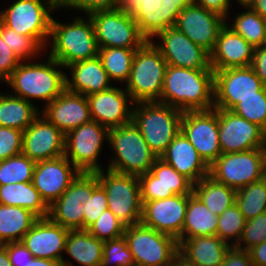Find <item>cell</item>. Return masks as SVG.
<instances>
[{
	"instance_id": "6da1fadb",
	"label": "cell",
	"mask_w": 266,
	"mask_h": 266,
	"mask_svg": "<svg viewBox=\"0 0 266 266\" xmlns=\"http://www.w3.org/2000/svg\"><path fill=\"white\" fill-rule=\"evenodd\" d=\"M155 9L154 0H137L119 9L91 13L99 48L141 47L149 39V22Z\"/></svg>"
},
{
	"instance_id": "7a4b0ae2",
	"label": "cell",
	"mask_w": 266,
	"mask_h": 266,
	"mask_svg": "<svg viewBox=\"0 0 266 266\" xmlns=\"http://www.w3.org/2000/svg\"><path fill=\"white\" fill-rule=\"evenodd\" d=\"M160 103L183 112L214 109V70L168 65Z\"/></svg>"
},
{
	"instance_id": "3957f363",
	"label": "cell",
	"mask_w": 266,
	"mask_h": 266,
	"mask_svg": "<svg viewBox=\"0 0 266 266\" xmlns=\"http://www.w3.org/2000/svg\"><path fill=\"white\" fill-rule=\"evenodd\" d=\"M156 10L176 29L209 54L227 19L190 0H154Z\"/></svg>"
},
{
	"instance_id": "277c9868",
	"label": "cell",
	"mask_w": 266,
	"mask_h": 266,
	"mask_svg": "<svg viewBox=\"0 0 266 266\" xmlns=\"http://www.w3.org/2000/svg\"><path fill=\"white\" fill-rule=\"evenodd\" d=\"M47 58L45 62H20L5 80L11 86L12 95L28 102L44 100L46 106L66 89V73L60 69L65 67L50 56Z\"/></svg>"
},
{
	"instance_id": "5b68a950",
	"label": "cell",
	"mask_w": 266,
	"mask_h": 266,
	"mask_svg": "<svg viewBox=\"0 0 266 266\" xmlns=\"http://www.w3.org/2000/svg\"><path fill=\"white\" fill-rule=\"evenodd\" d=\"M160 38L153 44L168 65L197 70H213L210 54L171 25L156 9L149 22V39Z\"/></svg>"
},
{
	"instance_id": "8992f818",
	"label": "cell",
	"mask_w": 266,
	"mask_h": 266,
	"mask_svg": "<svg viewBox=\"0 0 266 266\" xmlns=\"http://www.w3.org/2000/svg\"><path fill=\"white\" fill-rule=\"evenodd\" d=\"M83 18L75 17L70 24H63L52 18L49 36L52 45L48 56L63 67L98 56L99 46L93 23L89 15L86 20Z\"/></svg>"
},
{
	"instance_id": "52a82bcc",
	"label": "cell",
	"mask_w": 266,
	"mask_h": 266,
	"mask_svg": "<svg viewBox=\"0 0 266 266\" xmlns=\"http://www.w3.org/2000/svg\"><path fill=\"white\" fill-rule=\"evenodd\" d=\"M108 142L115 155L107 165L108 170L140 176L149 172L158 159L133 121L109 129Z\"/></svg>"
},
{
	"instance_id": "ba28073f",
	"label": "cell",
	"mask_w": 266,
	"mask_h": 266,
	"mask_svg": "<svg viewBox=\"0 0 266 266\" xmlns=\"http://www.w3.org/2000/svg\"><path fill=\"white\" fill-rule=\"evenodd\" d=\"M183 111L160 102H140L133 107L132 121L158 158L181 131Z\"/></svg>"
},
{
	"instance_id": "9c48e42d",
	"label": "cell",
	"mask_w": 266,
	"mask_h": 266,
	"mask_svg": "<svg viewBox=\"0 0 266 266\" xmlns=\"http://www.w3.org/2000/svg\"><path fill=\"white\" fill-rule=\"evenodd\" d=\"M167 62L159 49L148 39L133 59L125 90L134 103L160 102Z\"/></svg>"
},
{
	"instance_id": "30bf717a",
	"label": "cell",
	"mask_w": 266,
	"mask_h": 266,
	"mask_svg": "<svg viewBox=\"0 0 266 266\" xmlns=\"http://www.w3.org/2000/svg\"><path fill=\"white\" fill-rule=\"evenodd\" d=\"M61 8V0H16L0 12V21L18 34L31 36L45 51L50 46L52 12Z\"/></svg>"
},
{
	"instance_id": "8fae6325",
	"label": "cell",
	"mask_w": 266,
	"mask_h": 266,
	"mask_svg": "<svg viewBox=\"0 0 266 266\" xmlns=\"http://www.w3.org/2000/svg\"><path fill=\"white\" fill-rule=\"evenodd\" d=\"M94 172L105 189L108 209L125 225L141 222L142 201L138 176L106 169Z\"/></svg>"
},
{
	"instance_id": "7c38bea8",
	"label": "cell",
	"mask_w": 266,
	"mask_h": 266,
	"mask_svg": "<svg viewBox=\"0 0 266 266\" xmlns=\"http://www.w3.org/2000/svg\"><path fill=\"white\" fill-rule=\"evenodd\" d=\"M135 266H171L179 250L178 241L167 234L143 225L126 226L123 234Z\"/></svg>"
},
{
	"instance_id": "4fadbf2b",
	"label": "cell",
	"mask_w": 266,
	"mask_h": 266,
	"mask_svg": "<svg viewBox=\"0 0 266 266\" xmlns=\"http://www.w3.org/2000/svg\"><path fill=\"white\" fill-rule=\"evenodd\" d=\"M109 140V129L96 121L82 124L65 135L64 156L80 171L94 173L102 170L98 164L104 141Z\"/></svg>"
},
{
	"instance_id": "5bb4252c",
	"label": "cell",
	"mask_w": 266,
	"mask_h": 266,
	"mask_svg": "<svg viewBox=\"0 0 266 266\" xmlns=\"http://www.w3.org/2000/svg\"><path fill=\"white\" fill-rule=\"evenodd\" d=\"M99 185L95 173L81 172L68 189L49 206L48 217L69 230H83L84 213H87L88 199Z\"/></svg>"
},
{
	"instance_id": "9a60e30c",
	"label": "cell",
	"mask_w": 266,
	"mask_h": 266,
	"mask_svg": "<svg viewBox=\"0 0 266 266\" xmlns=\"http://www.w3.org/2000/svg\"><path fill=\"white\" fill-rule=\"evenodd\" d=\"M216 181L239 190L263 178L262 148L221 154L210 166Z\"/></svg>"
},
{
	"instance_id": "2e32d148",
	"label": "cell",
	"mask_w": 266,
	"mask_h": 266,
	"mask_svg": "<svg viewBox=\"0 0 266 266\" xmlns=\"http://www.w3.org/2000/svg\"><path fill=\"white\" fill-rule=\"evenodd\" d=\"M264 88L251 66L214 71V108L232 110L242 99L256 97Z\"/></svg>"
},
{
	"instance_id": "e0dca14e",
	"label": "cell",
	"mask_w": 266,
	"mask_h": 266,
	"mask_svg": "<svg viewBox=\"0 0 266 266\" xmlns=\"http://www.w3.org/2000/svg\"><path fill=\"white\" fill-rule=\"evenodd\" d=\"M181 131L210 166L221 154L218 109L184 111Z\"/></svg>"
},
{
	"instance_id": "ac0fdd59",
	"label": "cell",
	"mask_w": 266,
	"mask_h": 266,
	"mask_svg": "<svg viewBox=\"0 0 266 266\" xmlns=\"http://www.w3.org/2000/svg\"><path fill=\"white\" fill-rule=\"evenodd\" d=\"M219 142L222 154L262 148L266 131L231 110L218 109Z\"/></svg>"
},
{
	"instance_id": "d6986e66",
	"label": "cell",
	"mask_w": 266,
	"mask_h": 266,
	"mask_svg": "<svg viewBox=\"0 0 266 266\" xmlns=\"http://www.w3.org/2000/svg\"><path fill=\"white\" fill-rule=\"evenodd\" d=\"M22 153L35 162L64 156L65 134L40 114L23 131Z\"/></svg>"
},
{
	"instance_id": "ffe728a7",
	"label": "cell",
	"mask_w": 266,
	"mask_h": 266,
	"mask_svg": "<svg viewBox=\"0 0 266 266\" xmlns=\"http://www.w3.org/2000/svg\"><path fill=\"white\" fill-rule=\"evenodd\" d=\"M191 194L148 201L143 204L141 223L158 232L182 240L188 198Z\"/></svg>"
},
{
	"instance_id": "44dd1931",
	"label": "cell",
	"mask_w": 266,
	"mask_h": 266,
	"mask_svg": "<svg viewBox=\"0 0 266 266\" xmlns=\"http://www.w3.org/2000/svg\"><path fill=\"white\" fill-rule=\"evenodd\" d=\"M138 179L142 205L148 201L193 193V184L160 158L149 172L138 176Z\"/></svg>"
},
{
	"instance_id": "7402d4cb",
	"label": "cell",
	"mask_w": 266,
	"mask_h": 266,
	"mask_svg": "<svg viewBox=\"0 0 266 266\" xmlns=\"http://www.w3.org/2000/svg\"><path fill=\"white\" fill-rule=\"evenodd\" d=\"M81 172L65 157L36 162L32 183L45 203L53 204Z\"/></svg>"
},
{
	"instance_id": "603a6c76",
	"label": "cell",
	"mask_w": 266,
	"mask_h": 266,
	"mask_svg": "<svg viewBox=\"0 0 266 266\" xmlns=\"http://www.w3.org/2000/svg\"><path fill=\"white\" fill-rule=\"evenodd\" d=\"M86 97L89 102L92 121H96L108 129L132 121L135 103L125 89L114 86Z\"/></svg>"
},
{
	"instance_id": "cb8c5ba5",
	"label": "cell",
	"mask_w": 266,
	"mask_h": 266,
	"mask_svg": "<svg viewBox=\"0 0 266 266\" xmlns=\"http://www.w3.org/2000/svg\"><path fill=\"white\" fill-rule=\"evenodd\" d=\"M68 232L49 217L38 218L21 241L34 257L62 263Z\"/></svg>"
},
{
	"instance_id": "d4e9b609",
	"label": "cell",
	"mask_w": 266,
	"mask_h": 266,
	"mask_svg": "<svg viewBox=\"0 0 266 266\" xmlns=\"http://www.w3.org/2000/svg\"><path fill=\"white\" fill-rule=\"evenodd\" d=\"M43 108L41 114L65 135L92 121L87 97L67 89Z\"/></svg>"
},
{
	"instance_id": "484cf974",
	"label": "cell",
	"mask_w": 266,
	"mask_h": 266,
	"mask_svg": "<svg viewBox=\"0 0 266 266\" xmlns=\"http://www.w3.org/2000/svg\"><path fill=\"white\" fill-rule=\"evenodd\" d=\"M254 51L255 47L252 44L225 24L210 53V66L214 71L251 66Z\"/></svg>"
},
{
	"instance_id": "4316f807",
	"label": "cell",
	"mask_w": 266,
	"mask_h": 266,
	"mask_svg": "<svg viewBox=\"0 0 266 266\" xmlns=\"http://www.w3.org/2000/svg\"><path fill=\"white\" fill-rule=\"evenodd\" d=\"M160 159L186 177L193 185L209 175V166L182 131L175 136Z\"/></svg>"
},
{
	"instance_id": "83f0119b",
	"label": "cell",
	"mask_w": 266,
	"mask_h": 266,
	"mask_svg": "<svg viewBox=\"0 0 266 266\" xmlns=\"http://www.w3.org/2000/svg\"><path fill=\"white\" fill-rule=\"evenodd\" d=\"M65 69L71 72V80L66 74V89L71 92L89 96L113 87L98 56L71 63Z\"/></svg>"
},
{
	"instance_id": "f1b7e54d",
	"label": "cell",
	"mask_w": 266,
	"mask_h": 266,
	"mask_svg": "<svg viewBox=\"0 0 266 266\" xmlns=\"http://www.w3.org/2000/svg\"><path fill=\"white\" fill-rule=\"evenodd\" d=\"M179 252L199 266H221L232 247L216 235L196 236L178 242Z\"/></svg>"
},
{
	"instance_id": "f546056e",
	"label": "cell",
	"mask_w": 266,
	"mask_h": 266,
	"mask_svg": "<svg viewBox=\"0 0 266 266\" xmlns=\"http://www.w3.org/2000/svg\"><path fill=\"white\" fill-rule=\"evenodd\" d=\"M104 241L97 239L87 230H69L65 253L81 266H101ZM62 266H73L67 259L62 260Z\"/></svg>"
},
{
	"instance_id": "4dcf8cb0",
	"label": "cell",
	"mask_w": 266,
	"mask_h": 266,
	"mask_svg": "<svg viewBox=\"0 0 266 266\" xmlns=\"http://www.w3.org/2000/svg\"><path fill=\"white\" fill-rule=\"evenodd\" d=\"M0 204L28 209L38 218H46L49 215V206L32 181L0 185Z\"/></svg>"
},
{
	"instance_id": "1f68e13d",
	"label": "cell",
	"mask_w": 266,
	"mask_h": 266,
	"mask_svg": "<svg viewBox=\"0 0 266 266\" xmlns=\"http://www.w3.org/2000/svg\"><path fill=\"white\" fill-rule=\"evenodd\" d=\"M39 111L32 102L0 92V126L24 131L40 115Z\"/></svg>"
},
{
	"instance_id": "d6a6232c",
	"label": "cell",
	"mask_w": 266,
	"mask_h": 266,
	"mask_svg": "<svg viewBox=\"0 0 266 266\" xmlns=\"http://www.w3.org/2000/svg\"><path fill=\"white\" fill-rule=\"evenodd\" d=\"M218 215L212 213L202 201L192 193L188 198L182 239L196 236L216 235Z\"/></svg>"
},
{
	"instance_id": "836d02e7",
	"label": "cell",
	"mask_w": 266,
	"mask_h": 266,
	"mask_svg": "<svg viewBox=\"0 0 266 266\" xmlns=\"http://www.w3.org/2000/svg\"><path fill=\"white\" fill-rule=\"evenodd\" d=\"M37 219L28 209L0 204V244L21 241Z\"/></svg>"
},
{
	"instance_id": "e575fe53",
	"label": "cell",
	"mask_w": 266,
	"mask_h": 266,
	"mask_svg": "<svg viewBox=\"0 0 266 266\" xmlns=\"http://www.w3.org/2000/svg\"><path fill=\"white\" fill-rule=\"evenodd\" d=\"M193 193L218 216L235 203L236 190L216 181L210 175L193 185Z\"/></svg>"
},
{
	"instance_id": "d590c367",
	"label": "cell",
	"mask_w": 266,
	"mask_h": 266,
	"mask_svg": "<svg viewBox=\"0 0 266 266\" xmlns=\"http://www.w3.org/2000/svg\"><path fill=\"white\" fill-rule=\"evenodd\" d=\"M136 50L122 47L99 48L98 57L112 82H127Z\"/></svg>"
},
{
	"instance_id": "8d00e7d4",
	"label": "cell",
	"mask_w": 266,
	"mask_h": 266,
	"mask_svg": "<svg viewBox=\"0 0 266 266\" xmlns=\"http://www.w3.org/2000/svg\"><path fill=\"white\" fill-rule=\"evenodd\" d=\"M235 204L245 220H250L266 212V179L262 178L236 190Z\"/></svg>"
},
{
	"instance_id": "74e56055",
	"label": "cell",
	"mask_w": 266,
	"mask_h": 266,
	"mask_svg": "<svg viewBox=\"0 0 266 266\" xmlns=\"http://www.w3.org/2000/svg\"><path fill=\"white\" fill-rule=\"evenodd\" d=\"M246 12L238 13L232 24H228L236 34L241 35L249 44H252L255 48L262 46L265 39V21L258 13L254 12L249 6L242 5Z\"/></svg>"
},
{
	"instance_id": "f35d334b",
	"label": "cell",
	"mask_w": 266,
	"mask_h": 266,
	"mask_svg": "<svg viewBox=\"0 0 266 266\" xmlns=\"http://www.w3.org/2000/svg\"><path fill=\"white\" fill-rule=\"evenodd\" d=\"M35 165L23 153L0 161V185L31 182Z\"/></svg>"
},
{
	"instance_id": "ab89813d",
	"label": "cell",
	"mask_w": 266,
	"mask_h": 266,
	"mask_svg": "<svg viewBox=\"0 0 266 266\" xmlns=\"http://www.w3.org/2000/svg\"><path fill=\"white\" fill-rule=\"evenodd\" d=\"M0 36L20 61H29L44 53V49L31 37L18 34L0 21ZM39 55V56H38ZM36 56V57H35Z\"/></svg>"
},
{
	"instance_id": "60d3db41",
	"label": "cell",
	"mask_w": 266,
	"mask_h": 266,
	"mask_svg": "<svg viewBox=\"0 0 266 266\" xmlns=\"http://www.w3.org/2000/svg\"><path fill=\"white\" fill-rule=\"evenodd\" d=\"M245 223L246 220L243 214L240 212L239 207L234 203L218 216L216 236L229 245L236 246L241 239Z\"/></svg>"
},
{
	"instance_id": "b9f144b4",
	"label": "cell",
	"mask_w": 266,
	"mask_h": 266,
	"mask_svg": "<svg viewBox=\"0 0 266 266\" xmlns=\"http://www.w3.org/2000/svg\"><path fill=\"white\" fill-rule=\"evenodd\" d=\"M231 111L266 131V87L258 96L242 99Z\"/></svg>"
},
{
	"instance_id": "7bdbcfd3",
	"label": "cell",
	"mask_w": 266,
	"mask_h": 266,
	"mask_svg": "<svg viewBox=\"0 0 266 266\" xmlns=\"http://www.w3.org/2000/svg\"><path fill=\"white\" fill-rule=\"evenodd\" d=\"M101 266H135L134 258L124 236L104 241Z\"/></svg>"
},
{
	"instance_id": "ee69618b",
	"label": "cell",
	"mask_w": 266,
	"mask_h": 266,
	"mask_svg": "<svg viewBox=\"0 0 266 266\" xmlns=\"http://www.w3.org/2000/svg\"><path fill=\"white\" fill-rule=\"evenodd\" d=\"M125 225L109 210L102 215L87 229V231L102 241L114 240L124 234Z\"/></svg>"
},
{
	"instance_id": "f6af8a7d",
	"label": "cell",
	"mask_w": 266,
	"mask_h": 266,
	"mask_svg": "<svg viewBox=\"0 0 266 266\" xmlns=\"http://www.w3.org/2000/svg\"><path fill=\"white\" fill-rule=\"evenodd\" d=\"M264 241H266V212L246 221L241 239L235 247L249 251Z\"/></svg>"
},
{
	"instance_id": "bcb514c9",
	"label": "cell",
	"mask_w": 266,
	"mask_h": 266,
	"mask_svg": "<svg viewBox=\"0 0 266 266\" xmlns=\"http://www.w3.org/2000/svg\"><path fill=\"white\" fill-rule=\"evenodd\" d=\"M137 0H62V9L68 8L90 15L96 11L114 10L132 5ZM71 7V8H70Z\"/></svg>"
},
{
	"instance_id": "7dc6e473",
	"label": "cell",
	"mask_w": 266,
	"mask_h": 266,
	"mask_svg": "<svg viewBox=\"0 0 266 266\" xmlns=\"http://www.w3.org/2000/svg\"><path fill=\"white\" fill-rule=\"evenodd\" d=\"M23 131L0 126V161L22 153Z\"/></svg>"
},
{
	"instance_id": "c3c4849f",
	"label": "cell",
	"mask_w": 266,
	"mask_h": 266,
	"mask_svg": "<svg viewBox=\"0 0 266 266\" xmlns=\"http://www.w3.org/2000/svg\"><path fill=\"white\" fill-rule=\"evenodd\" d=\"M108 209L105 189L99 184L88 199L87 213H84L83 230H87Z\"/></svg>"
},
{
	"instance_id": "681fc988",
	"label": "cell",
	"mask_w": 266,
	"mask_h": 266,
	"mask_svg": "<svg viewBox=\"0 0 266 266\" xmlns=\"http://www.w3.org/2000/svg\"><path fill=\"white\" fill-rule=\"evenodd\" d=\"M20 62L19 58L0 36V76L6 80L17 68Z\"/></svg>"
},
{
	"instance_id": "f907efd6",
	"label": "cell",
	"mask_w": 266,
	"mask_h": 266,
	"mask_svg": "<svg viewBox=\"0 0 266 266\" xmlns=\"http://www.w3.org/2000/svg\"><path fill=\"white\" fill-rule=\"evenodd\" d=\"M2 245L7 249L12 266H26L34 257L22 241L7 242Z\"/></svg>"
},
{
	"instance_id": "816d5d0a",
	"label": "cell",
	"mask_w": 266,
	"mask_h": 266,
	"mask_svg": "<svg viewBox=\"0 0 266 266\" xmlns=\"http://www.w3.org/2000/svg\"><path fill=\"white\" fill-rule=\"evenodd\" d=\"M221 266H254L248 251L232 246L224 258Z\"/></svg>"
},
{
	"instance_id": "f5cc1de1",
	"label": "cell",
	"mask_w": 266,
	"mask_h": 266,
	"mask_svg": "<svg viewBox=\"0 0 266 266\" xmlns=\"http://www.w3.org/2000/svg\"><path fill=\"white\" fill-rule=\"evenodd\" d=\"M194 4L199 5L200 7H204L206 10L213 11L225 19L230 18L228 15L230 14L229 10L232 4L231 0H190Z\"/></svg>"
},
{
	"instance_id": "db71d44e",
	"label": "cell",
	"mask_w": 266,
	"mask_h": 266,
	"mask_svg": "<svg viewBox=\"0 0 266 266\" xmlns=\"http://www.w3.org/2000/svg\"><path fill=\"white\" fill-rule=\"evenodd\" d=\"M251 67L266 87V46L262 45L255 48Z\"/></svg>"
},
{
	"instance_id": "11a10c76",
	"label": "cell",
	"mask_w": 266,
	"mask_h": 266,
	"mask_svg": "<svg viewBox=\"0 0 266 266\" xmlns=\"http://www.w3.org/2000/svg\"><path fill=\"white\" fill-rule=\"evenodd\" d=\"M248 252L254 266H266V241L251 248Z\"/></svg>"
},
{
	"instance_id": "9f6ffc18",
	"label": "cell",
	"mask_w": 266,
	"mask_h": 266,
	"mask_svg": "<svg viewBox=\"0 0 266 266\" xmlns=\"http://www.w3.org/2000/svg\"><path fill=\"white\" fill-rule=\"evenodd\" d=\"M247 6L266 19V0H251Z\"/></svg>"
},
{
	"instance_id": "6f0895ef",
	"label": "cell",
	"mask_w": 266,
	"mask_h": 266,
	"mask_svg": "<svg viewBox=\"0 0 266 266\" xmlns=\"http://www.w3.org/2000/svg\"><path fill=\"white\" fill-rule=\"evenodd\" d=\"M26 266H62V263L52 259L33 257Z\"/></svg>"
},
{
	"instance_id": "680465c9",
	"label": "cell",
	"mask_w": 266,
	"mask_h": 266,
	"mask_svg": "<svg viewBox=\"0 0 266 266\" xmlns=\"http://www.w3.org/2000/svg\"><path fill=\"white\" fill-rule=\"evenodd\" d=\"M171 266H199L184 257L179 251L175 254Z\"/></svg>"
},
{
	"instance_id": "91938a15",
	"label": "cell",
	"mask_w": 266,
	"mask_h": 266,
	"mask_svg": "<svg viewBox=\"0 0 266 266\" xmlns=\"http://www.w3.org/2000/svg\"><path fill=\"white\" fill-rule=\"evenodd\" d=\"M0 266H12L7 249L2 244H0Z\"/></svg>"
},
{
	"instance_id": "94428289",
	"label": "cell",
	"mask_w": 266,
	"mask_h": 266,
	"mask_svg": "<svg viewBox=\"0 0 266 266\" xmlns=\"http://www.w3.org/2000/svg\"><path fill=\"white\" fill-rule=\"evenodd\" d=\"M263 152V178L266 179V141L264 146L262 147Z\"/></svg>"
},
{
	"instance_id": "6125c7cd",
	"label": "cell",
	"mask_w": 266,
	"mask_h": 266,
	"mask_svg": "<svg viewBox=\"0 0 266 266\" xmlns=\"http://www.w3.org/2000/svg\"><path fill=\"white\" fill-rule=\"evenodd\" d=\"M235 1H237L242 6V5H247L251 0H235Z\"/></svg>"
},
{
	"instance_id": "be15d7a7",
	"label": "cell",
	"mask_w": 266,
	"mask_h": 266,
	"mask_svg": "<svg viewBox=\"0 0 266 266\" xmlns=\"http://www.w3.org/2000/svg\"><path fill=\"white\" fill-rule=\"evenodd\" d=\"M264 34H265V39H264V44L266 46V21H265V31H264Z\"/></svg>"
},
{
	"instance_id": "e7e4bbea",
	"label": "cell",
	"mask_w": 266,
	"mask_h": 266,
	"mask_svg": "<svg viewBox=\"0 0 266 266\" xmlns=\"http://www.w3.org/2000/svg\"><path fill=\"white\" fill-rule=\"evenodd\" d=\"M0 81L1 82H5V80L0 76Z\"/></svg>"
}]
</instances>
